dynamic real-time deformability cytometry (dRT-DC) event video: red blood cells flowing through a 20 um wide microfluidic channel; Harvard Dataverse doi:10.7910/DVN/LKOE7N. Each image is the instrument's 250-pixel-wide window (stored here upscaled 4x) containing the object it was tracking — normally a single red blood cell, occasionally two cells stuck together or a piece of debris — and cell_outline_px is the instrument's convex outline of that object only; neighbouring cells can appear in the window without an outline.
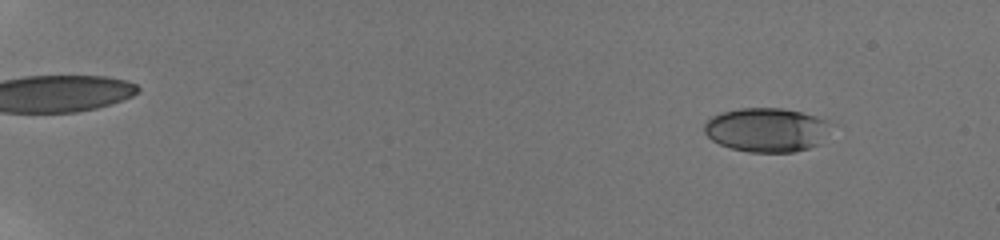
{"species": "human", "species_latin": "Homo sapiens", "temperature_condition": "room temperature", "stored_images_in_passage": 54, "camera_frame_rate_fps": 3000, "um_per_image_px": 0.085, "donor": {"sex": "male"}, "frame": {"image": 1, "passage_image": 13, "time_ms": 2.333, "image_size_px": [1000, 240], "cell_outline_px": [[840, 124], [820, 144], [808, 148], [792, 152], [748, 152], [732, 148], [720, 144], [712, 140], [704, 132], [704, 124], [712, 116], [720, 112], [740, 108], [784, 108], [816, 116]], "centroid_in_image_um": [65.28, 11.03], "position_along_channel_um": 19.7, "area_um2": 33.29}}
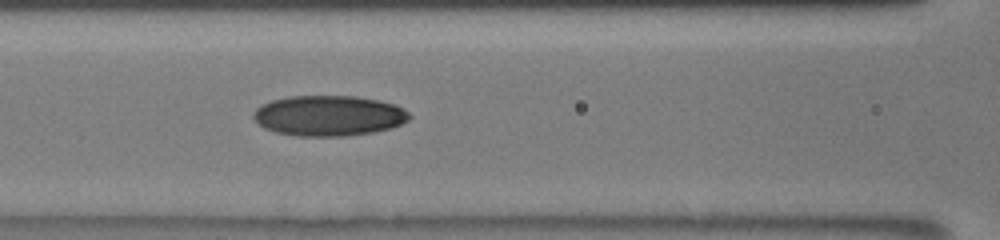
{"frame": {"image": 2, "passage_image": 36, "time_ms": 10.0, "image_size_px": [1000, 240], "cell_outline_px": [[412, 116], [408, 120], [392, 128], [372, 132], [348, 136], [296, 136], [276, 132], [264, 128], [252, 116], [252, 112], [260, 104], [272, 100], [288, 96], [356, 96], [376, 100], [392, 104], [404, 108]], "centroid_in_image_um": [27.92, 9.83], "position_along_channel_um": 138.7, "area_um2": 36.88}}
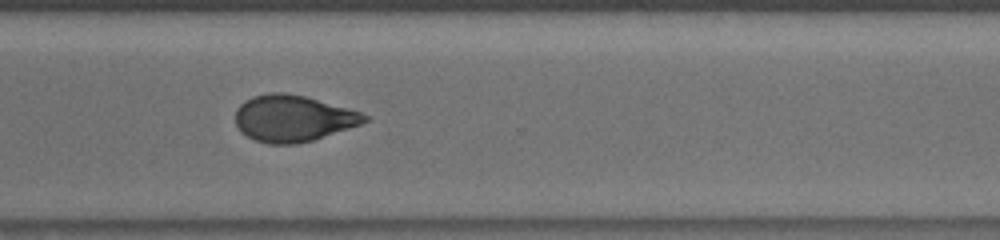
{"frame": {"image": 3, "passage_image": 53, "time_ms": 15.333, "image_size_px": [1000, 240], "cell_outline_px": [[368, 120], [360, 124], [312, 140], [296, 144], [268, 144], [256, 140], [240, 132], [236, 124], [236, 108], [244, 100], [252, 96], [268, 92], [284, 92], [304, 96], [348, 108], [360, 112], [368, 116]], "centroid_in_image_um": [24.86, 10.05], "position_along_channel_um": 345.7, "area_um2": 34.8}}